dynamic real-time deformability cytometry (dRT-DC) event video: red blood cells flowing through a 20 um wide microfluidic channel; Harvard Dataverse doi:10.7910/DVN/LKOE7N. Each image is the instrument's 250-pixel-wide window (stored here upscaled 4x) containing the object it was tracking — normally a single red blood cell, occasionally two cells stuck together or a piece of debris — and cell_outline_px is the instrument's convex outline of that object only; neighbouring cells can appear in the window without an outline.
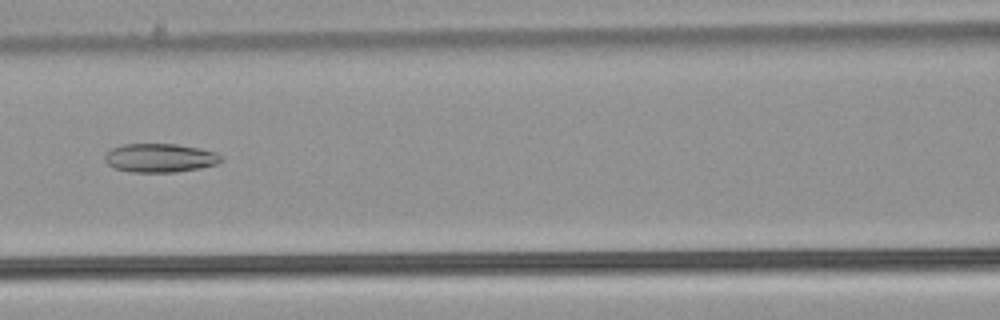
{"species": "common noctule bat (a hibernating species)", "species_latin": "Nyctalus noctula", "temperature_condition": "warm", "stored_images_in_passage": 36, "camera_frame_rate_fps": 3000, "um_per_image_px": 0.085, "animal": {"sex": "male", "body_mass_g": 21.5, "forearm_length_mm": 52.0}, "frame": {"image": 1, "passage_image": 13, "time_ms": 4.0, "image_size_px": [1000, 320], "cell_outline_px": [[224, 160], [216, 164], [200, 168], [176, 172], [132, 172], [112, 168], [104, 160], [104, 156], [112, 148], [124, 144], [176, 144], [200, 148], [216, 152], [224, 156]], "centroid_in_image_um": [13.62, 13.42], "position_along_channel_um": 153.0, "area_um2": 19.65}}
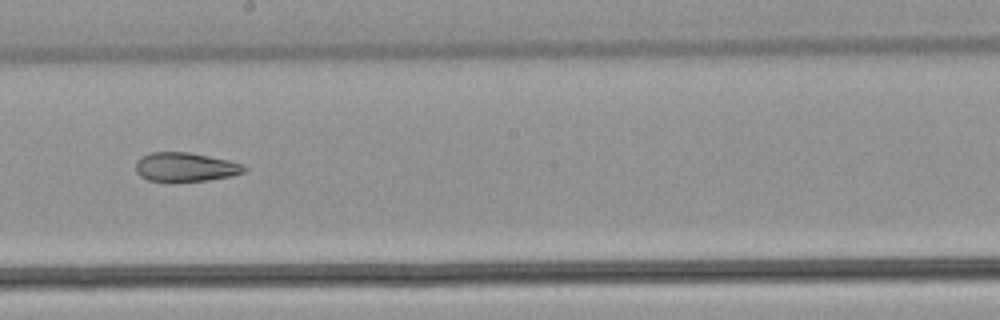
{"frame": {"image": 2, "passage_image": 19, "time_ms": 6.0, "image_size_px": [1000, 320], "cell_outline_px": [[248, 168], [244, 172], [232, 176], [208, 180], [172, 184], [148, 180], [140, 176], [136, 172], [136, 160], [140, 156], [152, 152], [188, 152], [228, 160], [240, 164]], "centroid_in_image_um": [15.7, 14.24], "position_along_channel_um": 232.5, "area_um2": 18.9}}
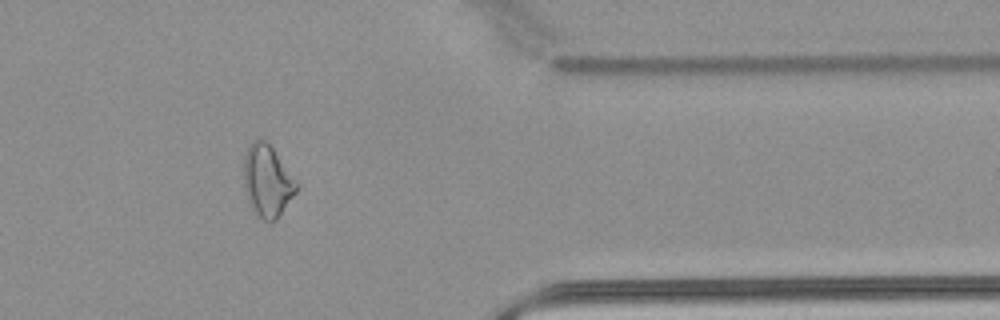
{"frame": {"image": 3, "passage_image": 32, "time_ms": 10.333, "image_size_px": [1000, 320], "cell_outline_px": [[300, 184], [296, 192], [276, 220], [272, 224], [268, 224], [256, 212], [244, 188], [244, 156], [248, 148], [260, 136], [272, 148]], "centroid_in_image_um": [22.75, 15.39], "position_along_channel_um": 388.6, "area_um2": 21.73}}